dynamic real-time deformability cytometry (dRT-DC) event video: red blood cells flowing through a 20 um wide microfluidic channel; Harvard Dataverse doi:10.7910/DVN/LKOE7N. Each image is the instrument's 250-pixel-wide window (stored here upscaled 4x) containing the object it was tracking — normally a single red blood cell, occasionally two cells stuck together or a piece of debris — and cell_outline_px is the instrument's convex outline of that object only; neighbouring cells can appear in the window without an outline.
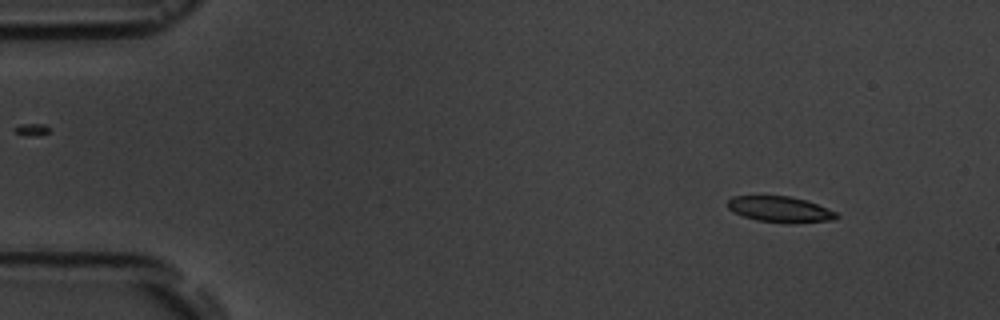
{"species": "common noctule bat (a hibernating species)", "species_latin": "Nyctalus noctula", "temperature_condition": "room temperature", "stored_images_in_passage": 4, "camera_frame_rate_fps": 3000, "um_per_image_px": 0.085, "animal": {"sex": "male", "body_mass_g": 19.5, "forearm_length_mm": 54.6}, "frame": {"image": 1, "passage_image": 1, "time_ms": 0.0, "image_size_px": [1000, 320], "cell_outline_px": [[840, 216], [836, 220], [792, 224], [788, 224], [756, 220], [732, 212], [728, 208], [728, 200], [732, 196], [788, 196], [804, 200], [816, 204], [836, 212]], "centroid_in_image_um": [66.32, 17.82], "position_along_channel_um": 18.7, "area_um2": 16.53}}
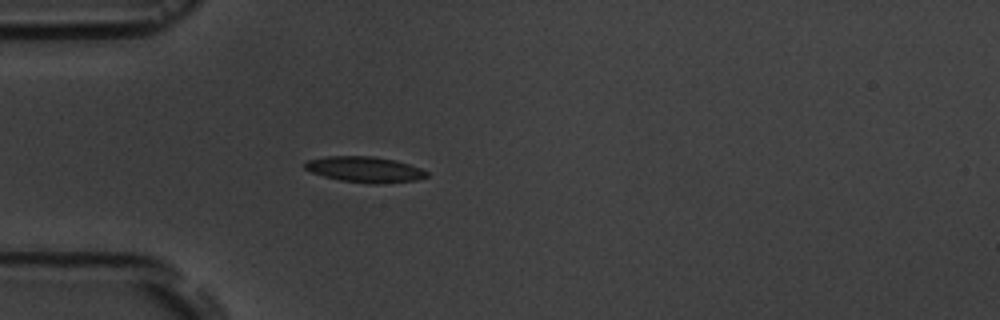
{"frame": {"image": 2, "passage_image": 4, "time_ms": 3.333, "image_size_px": [1000, 320], "cell_outline_px": [[428, 176], [416, 180], [376, 184], [372, 184], [340, 180], [324, 176], [312, 172], [304, 168], [304, 164], [308, 160], [324, 156], [372, 156], [396, 160], [420, 168], [428, 172]], "centroid_in_image_um": [31.0, 14.4], "position_along_channel_um": 54.0, "area_um2": 18.21}}